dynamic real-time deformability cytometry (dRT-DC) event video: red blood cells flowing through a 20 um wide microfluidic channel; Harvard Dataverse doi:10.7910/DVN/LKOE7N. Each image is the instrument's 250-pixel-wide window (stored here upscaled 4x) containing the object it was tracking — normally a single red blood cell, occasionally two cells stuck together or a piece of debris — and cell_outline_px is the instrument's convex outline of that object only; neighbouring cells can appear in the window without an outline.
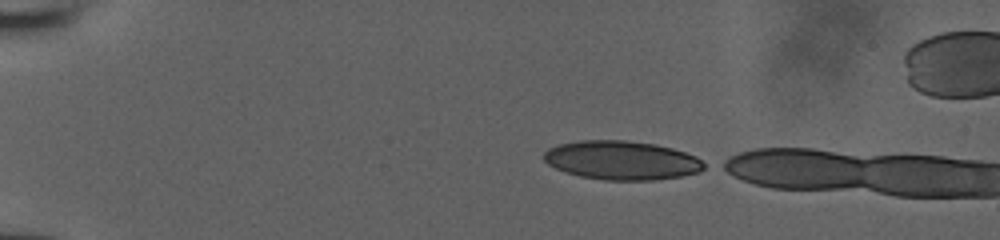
{"species": "human", "species_latin": "Homo sapiens", "temperature_condition": "room temperature", "stored_images_in_passage": 5, "camera_frame_rate_fps": 3000, "um_per_image_px": 0.085, "donor": {"sex": "male"}, "frame": {"image": 1, "passage_image": 1, "time_ms": 0.0, "image_size_px": [1000, 240], "cell_outline_px": [[708, 164], [704, 168], [696, 172], [680, 176], [652, 180], [604, 180], [580, 176], [564, 172], [548, 164], [544, 160], [544, 152], [548, 148], [560, 144], [580, 140], [628, 140], [656, 144], [672, 148], [696, 156]], "centroid_in_image_um": [52.84, 13.62], "position_along_channel_um": 32.2, "area_um2": 36.36}}